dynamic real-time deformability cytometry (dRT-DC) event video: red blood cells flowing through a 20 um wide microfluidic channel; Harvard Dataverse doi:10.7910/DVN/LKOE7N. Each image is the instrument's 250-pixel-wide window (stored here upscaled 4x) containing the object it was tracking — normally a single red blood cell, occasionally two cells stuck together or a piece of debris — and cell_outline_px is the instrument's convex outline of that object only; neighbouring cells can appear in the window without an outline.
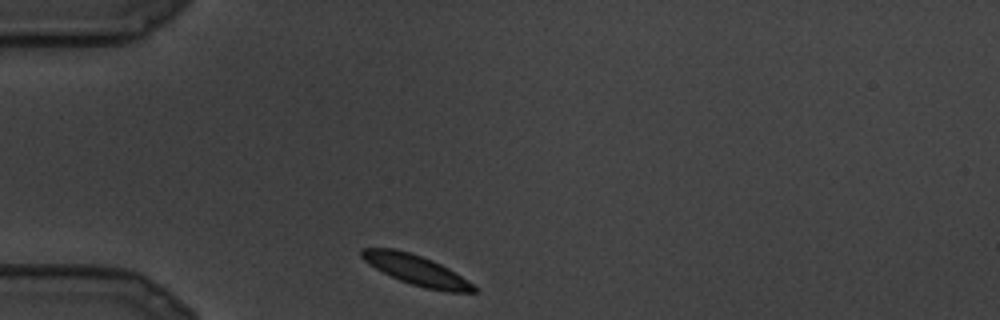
{"species": "common noctule bat (a hibernating species)", "species_latin": "Nyctalus noctula", "temperature_condition": "cold", "stored_images_in_passage": 21, "camera_frame_rate_fps": 3000, "um_per_image_px": 0.085, "animal": {"sex": "male", "body_mass_g": 19.5, "forearm_length_mm": 54.6}, "frame": {"image": 1, "passage_image": 1, "time_ms": 0.0, "image_size_px": [1000, 320], "cell_outline_px": [[480, 288], [476, 292], [448, 292], [424, 288], [400, 280], [376, 268], [364, 260], [360, 256], [360, 248], [392, 248], [408, 252], [432, 260], [448, 268], [468, 280]], "centroid_in_image_um": [35.43, 22.97], "position_along_channel_um": 49.6, "area_um2": 19.48}}
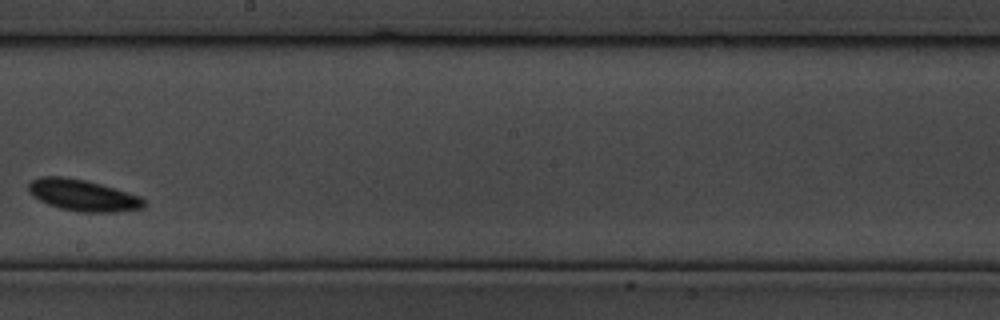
{"frame": {"image": 2, "passage_image": 10, "time_ms": 3.0, "image_size_px": [1000, 320], "cell_outline_px": [[144, 208], [116, 212], [80, 212], [60, 208], [48, 204], [32, 196], [28, 192], [28, 184], [32, 180], [40, 176], [64, 176], [88, 180], [128, 192], [140, 196], [144, 200]], "centroid_in_image_um": [7.03, 16.59], "position_along_channel_um": 241.2, "area_um2": 21.33}}
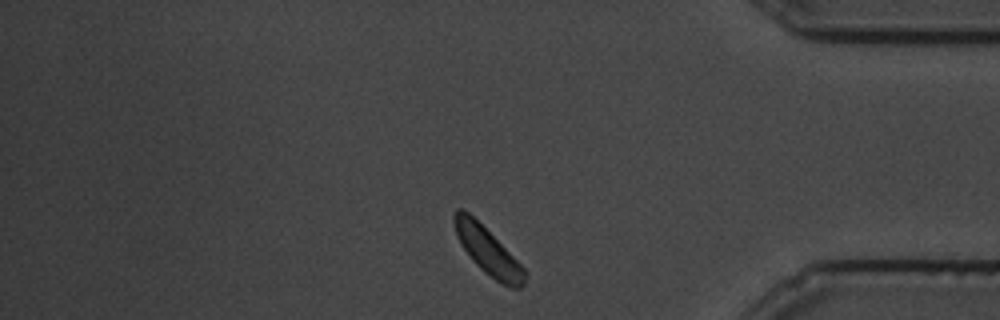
{"frame": {"image": 3, "passage_image": 18, "time_ms": 5.667, "image_size_px": [1000, 320], "cell_outline_px": [[528, 272], [524, 284], [520, 288], [512, 288], [496, 280], [484, 272], [472, 260], [460, 244], [456, 236], [452, 220], [452, 216], [456, 208], [460, 208], [468, 212]], "centroid_in_image_um": [41.42, 21.33], "position_along_channel_um": 393.8, "area_um2": 18.96}}